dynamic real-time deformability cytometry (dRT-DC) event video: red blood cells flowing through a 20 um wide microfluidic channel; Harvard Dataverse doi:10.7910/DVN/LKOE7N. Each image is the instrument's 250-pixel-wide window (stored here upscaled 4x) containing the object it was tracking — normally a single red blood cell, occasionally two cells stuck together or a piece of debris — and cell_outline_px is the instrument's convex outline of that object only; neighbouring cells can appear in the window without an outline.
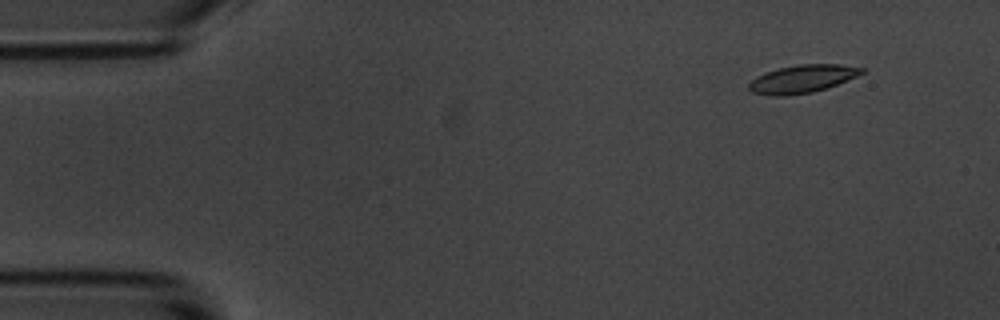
{"species": "common noctule bat (a hibernating species)", "species_latin": "Nyctalus noctula", "temperature_condition": "room temperature", "stored_images_in_passage": 53, "camera_frame_rate_fps": 3000, "um_per_image_px": 0.085, "animal": {"sex": "male", "body_mass_g": 20.1, "forearm_length_mm": 53.5}, "frame": {"image": 1, "passage_image": 1, "time_ms": 0.0, "image_size_px": [1000, 320], "cell_outline_px": [[864, 72], [856, 76], [828, 88], [812, 92], [784, 96], [772, 96], [752, 92], [748, 88], [748, 84], [756, 76], [764, 72], [780, 68], [800, 64], [840, 64], [864, 68]], "centroid_in_image_um": [68.17, 6.71], "position_along_channel_um": 16.8, "area_um2": 18.32}}
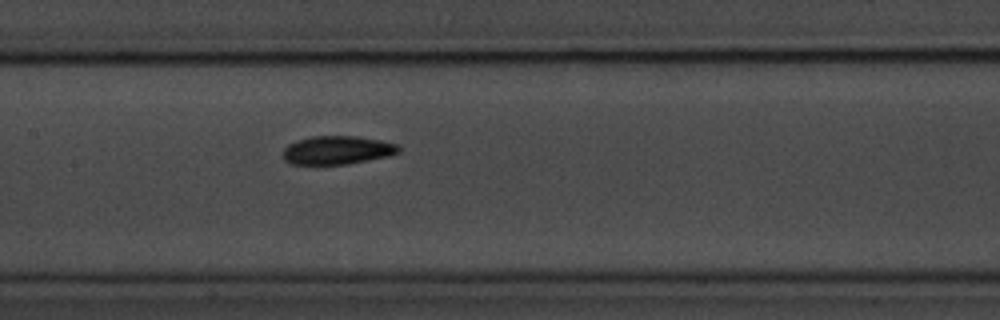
{"frame": {"image": 2, "passage_image": 23, "time_ms": 7.333, "image_size_px": [1000, 320], "cell_outline_px": [[400, 152], [388, 156], [348, 164], [292, 164], [284, 160], [284, 148], [288, 144], [296, 140], [312, 136], [356, 136], [380, 140], [396, 144], [400, 148]], "centroid_in_image_um": [28.66, 12.76], "position_along_channel_um": 178.7, "area_um2": 19.13}}
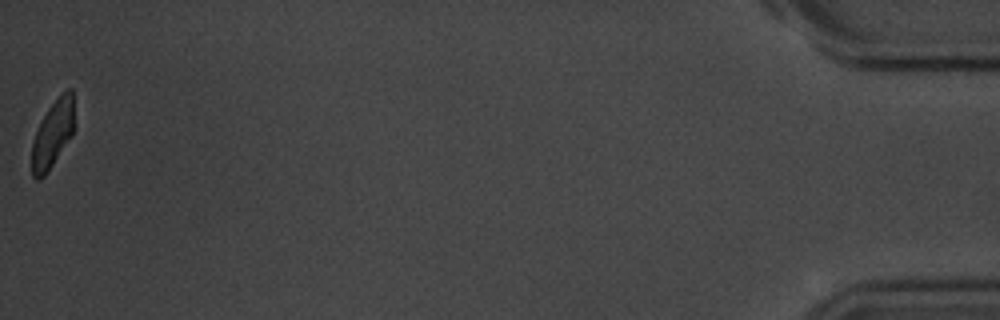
{"frame": {"image": 3, "passage_image": 53, "time_ms": 17.333, "image_size_px": [1000, 320], "cell_outline_px": [[72, 132], [52, 164], [44, 176], [40, 180], [36, 180], [32, 176], [32, 144], [36, 132], [48, 108], [60, 92], [68, 88], [72, 88]], "centroid_in_image_um": [4.44, 11.37], "position_along_channel_um": 430.8, "area_um2": 15.9}, "authors_computed_cell_mechanics": {"area_um2": 18.8428, "velocity_mm_per_s": 3.4981, "shape_relaxation_time_tau1_ms": 3.4785, "shape_relaxation_time_tau2_ms": 3.733, "deformation_change_tau1": 0.1245, "deformation_change_tau2": 0.0922}}